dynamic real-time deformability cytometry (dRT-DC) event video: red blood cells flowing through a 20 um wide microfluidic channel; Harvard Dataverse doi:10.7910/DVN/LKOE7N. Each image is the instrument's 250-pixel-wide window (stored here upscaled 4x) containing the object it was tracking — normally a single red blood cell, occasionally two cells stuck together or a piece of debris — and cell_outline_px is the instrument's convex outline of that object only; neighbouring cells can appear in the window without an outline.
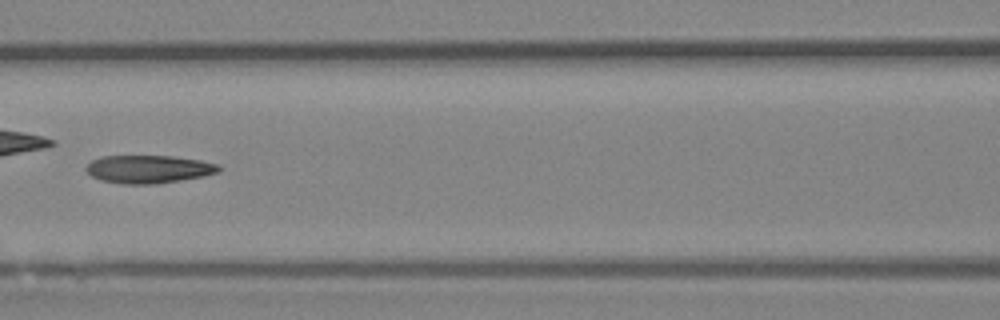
{"species": "Egyptian fruit bat (a non-hibernating species)", "species_latin": "Rousettus aegyptiacus", "temperature_condition": "room temperature", "stored_images_in_passage": 49, "camera_frame_rate_fps": 3000, "um_per_image_px": 0.085, "animal": {"sex": "female"}, "frame": {"image": 1, "passage_image": 22, "time_ms": 7.0, "image_size_px": [1000, 320], "cell_outline_px": [[220, 172], [204, 176], [156, 184], [124, 184], [100, 180], [92, 176], [84, 168], [92, 160], [104, 156], [172, 156], [200, 160], [220, 164]], "centroid_in_image_um": [12.65, 14.38], "position_along_channel_um": 153.9, "area_um2": 21.68}}
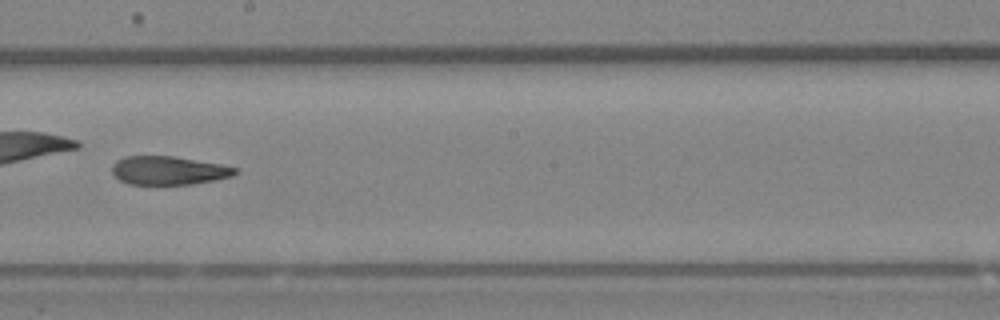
{"frame": {"image": 2, "passage_image": 28, "time_ms": 9.0, "image_size_px": [1000, 320], "cell_outline_px": [[240, 172], [232, 176], [192, 184], [128, 184], [120, 180], [112, 172], [112, 164], [116, 160], [124, 156], [172, 156], [220, 164], [240, 168]], "centroid_in_image_um": [14.34, 14.48], "position_along_channel_um": 233.9, "area_um2": 20.46}, "authors_computed_cell_mechanics": {"area_um2": 22.0796, "velocity_mm_per_s": 4.0263, "shape_relaxation_time_tau1_ms": null, "shape_relaxation_time_tau2_ms": 3.3803, "deformation_change_tau1": null, "deformation_change_tau2": 0.123}}